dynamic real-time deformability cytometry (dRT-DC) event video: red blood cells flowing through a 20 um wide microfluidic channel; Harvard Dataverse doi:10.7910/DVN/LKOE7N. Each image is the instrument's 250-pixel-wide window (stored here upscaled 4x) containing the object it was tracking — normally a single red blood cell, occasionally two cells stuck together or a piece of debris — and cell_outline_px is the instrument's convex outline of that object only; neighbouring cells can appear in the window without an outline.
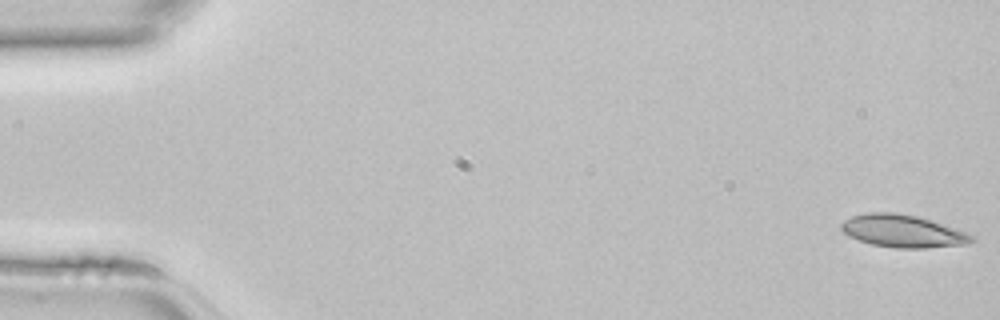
{"species": "common noctule bat (a hibernating species)", "species_latin": "Nyctalus noctula", "temperature_condition": "room temperature", "stored_images_in_passage": 14, "camera_frame_rate_fps": 3000, "um_per_image_px": 0.085, "animal": {"sex": "female", "body_mass_g": 22.7, "forearm_length_mm": 54.2}, "frame": {"image": 1, "passage_image": 1, "time_ms": 0.0, "image_size_px": [1000, 320], "cell_outline_px": [[976, 240], [968, 244], [924, 248], [896, 248], [872, 244], [848, 236], [840, 228], [840, 224], [844, 220], [852, 216], [868, 212], [896, 212], [916, 216], [932, 220], [968, 232], [976, 236]], "centroid_in_image_um": [76.78, 19.64], "position_along_channel_um": 8.2, "area_um2": 24.97}}
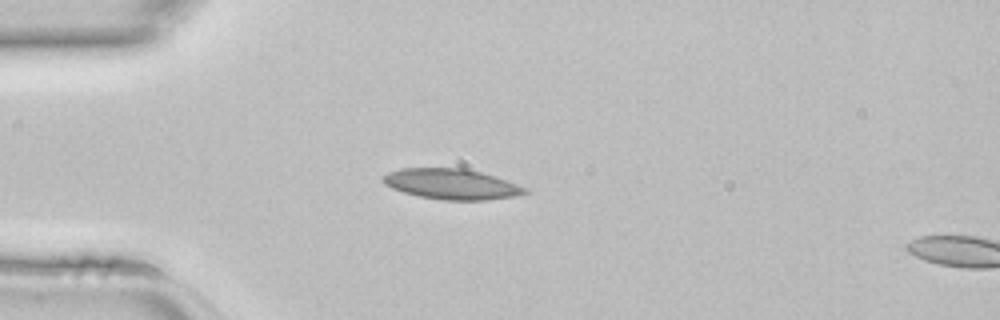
{"frame": {"image": 2, "passage_image": 12, "time_ms": 3.667, "image_size_px": [1000, 320], "cell_outline_px": [[528, 192], [512, 196], [488, 200], [444, 200], [420, 196], [404, 192], [392, 188], [384, 184], [380, 180], [380, 176], [388, 172], [400, 168], [464, 168], [480, 172], [528, 188]], "centroid_in_image_um": [38.3, 15.64], "position_along_channel_um": 46.7, "area_um2": 25.03}}